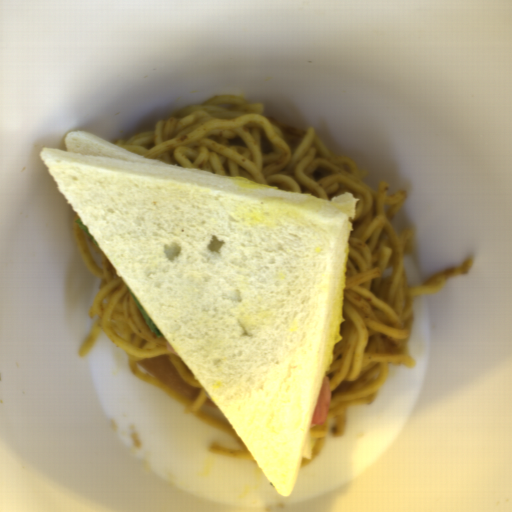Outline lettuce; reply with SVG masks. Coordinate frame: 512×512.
<instances>
[{"label":"lettuce","mask_w":512,"mask_h":512,"mask_svg":"<svg viewBox=\"0 0 512 512\" xmlns=\"http://www.w3.org/2000/svg\"><path fill=\"white\" fill-rule=\"evenodd\" d=\"M128 292H129V294H130V296H131V298H132L136 308L138 309V311L140 312L141 316L143 317V319L147 323V325H148L152 335L156 336L159 339L160 338H166L164 336V334L161 332V330L158 328V326L155 324L153 319L150 317V315L147 313V311L144 309V307L141 305L139 300L136 298V296L130 290L129 287H128Z\"/></svg>","instance_id":"lettuce-1"},{"label":"lettuce","mask_w":512,"mask_h":512,"mask_svg":"<svg viewBox=\"0 0 512 512\" xmlns=\"http://www.w3.org/2000/svg\"><path fill=\"white\" fill-rule=\"evenodd\" d=\"M77 224L82 228V230L88 235L89 239L93 242V244L99 248L102 252L103 249L100 247V245L98 244V242L96 241V239L93 237V235L91 234V232L88 230V228L86 227V225L84 224V222L81 220V218H77L75 219Z\"/></svg>","instance_id":"lettuce-2"}]
</instances>
